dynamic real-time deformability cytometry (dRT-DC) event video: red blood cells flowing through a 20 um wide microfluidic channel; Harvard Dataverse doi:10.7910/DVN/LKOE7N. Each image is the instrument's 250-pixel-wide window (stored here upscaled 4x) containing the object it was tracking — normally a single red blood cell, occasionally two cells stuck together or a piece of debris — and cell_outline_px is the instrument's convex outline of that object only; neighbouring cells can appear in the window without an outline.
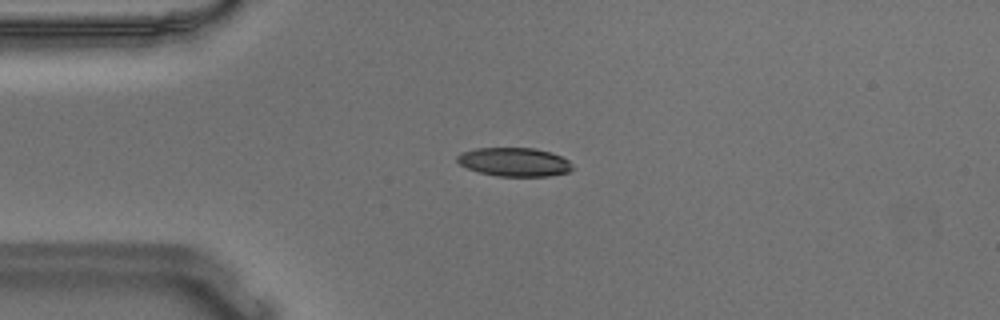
{"species": "Egyptian fruit bat (a non-hibernating species)", "species_latin": "Rousettus aegyptiacus", "temperature_condition": "warm", "stored_images_in_passage": 44, "camera_frame_rate_fps": 3000, "um_per_image_px": 0.085, "animal": {"sex": "male"}, "frame": {"image": 1, "passage_image": 2, "time_ms": 0.333, "image_size_px": [1000, 320], "cell_outline_px": [[572, 168], [568, 172], [548, 176], [496, 176], [480, 172], [468, 168], [460, 164], [456, 160], [456, 156], [460, 152], [476, 148], [536, 148], [560, 156], [568, 160], [572, 164]], "centroid_in_image_um": [43.69, 13.76], "position_along_channel_um": 41.3, "area_um2": 19.19}}
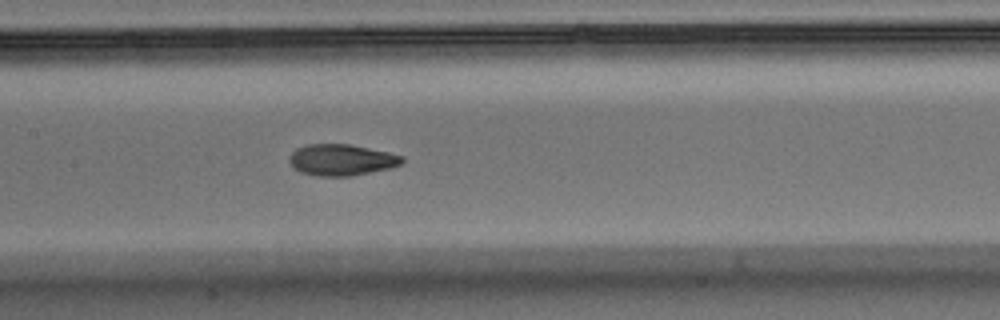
{"frame": {"image": 2, "passage_image": 15, "time_ms": 4.667, "image_size_px": [1000, 320], "cell_outline_px": [[404, 160], [400, 164], [392, 168], [352, 176], [320, 176], [300, 172], [288, 160], [292, 152], [296, 148], [308, 144], [348, 144], [388, 152], [404, 156]], "centroid_in_image_um": [29.05, 13.59], "position_along_channel_um": 178.4, "area_um2": 20.52}}
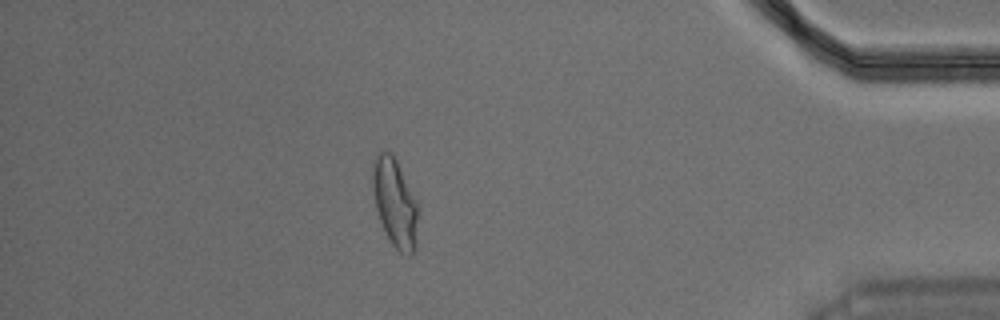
{"frame": {"image": 3, "passage_image": 37, "time_ms": 12.0, "image_size_px": [1000, 320], "cell_outline_px": [[416, 248], [412, 256], [408, 256], [400, 252], [392, 244], [380, 220], [376, 208], [372, 188], [372, 164], [376, 152], [392, 152], [416, 200]], "centroid_in_image_um": [33.54, 17.22], "position_along_channel_um": 401.7, "area_um2": 23.06}, "authors_computed_cell_mechanics": {"area_um2": 21.0392, "velocity_mm_per_s": 3.634, "shape_relaxation_time_tau1_ms": 7.3924, "shape_relaxation_time_tau2_ms": 1.6523, "deformation_change_tau1": 0.218, "deformation_change_tau2": 0.0767}}